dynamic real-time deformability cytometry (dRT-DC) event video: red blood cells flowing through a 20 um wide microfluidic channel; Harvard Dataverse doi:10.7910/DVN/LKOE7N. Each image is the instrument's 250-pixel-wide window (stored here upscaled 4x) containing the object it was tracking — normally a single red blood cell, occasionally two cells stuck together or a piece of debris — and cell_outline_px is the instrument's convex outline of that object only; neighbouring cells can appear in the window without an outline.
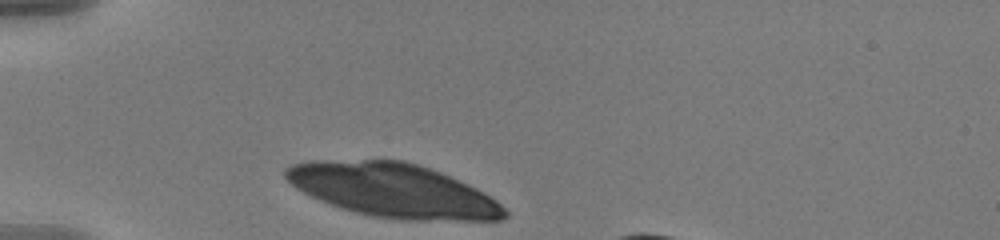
{"species": "human", "species_latin": "Homo sapiens", "temperature_condition": "warm", "stored_images_in_passage": 33, "camera_frame_rate_fps": 3000, "um_per_image_px": 0.085, "donor": {"sex": "male"}, "frame": {"image": 1, "passage_image": 1, "time_ms": 0.0, "image_size_px": [1000, 240], "cell_outline_px": [[508, 216], [500, 220], [396, 220], [372, 216], [340, 208], [320, 200], [296, 188], [284, 176], [284, 168], [292, 164], [312, 160], [404, 160], [440, 172], [476, 188], [496, 200], [508, 212]], "centroid_in_image_um": [33.4, 16.18], "position_along_channel_um": 51.6, "area_um2": 68.38}}